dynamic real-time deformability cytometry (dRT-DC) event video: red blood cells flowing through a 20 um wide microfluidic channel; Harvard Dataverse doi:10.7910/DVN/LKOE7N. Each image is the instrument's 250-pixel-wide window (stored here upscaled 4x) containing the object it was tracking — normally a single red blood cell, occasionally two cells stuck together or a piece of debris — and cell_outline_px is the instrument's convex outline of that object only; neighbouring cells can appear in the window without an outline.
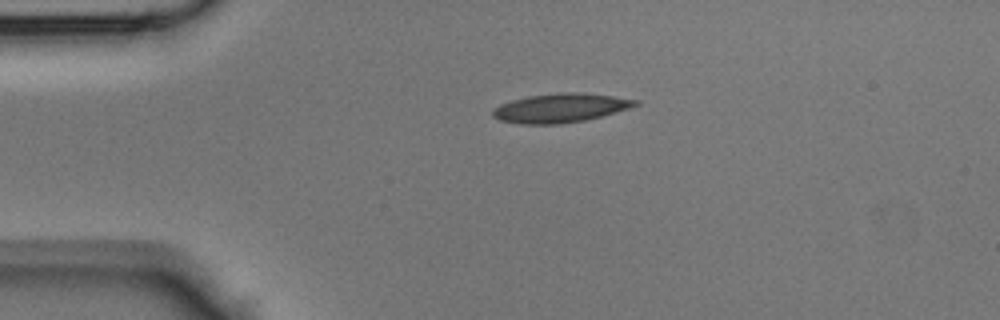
{"species": "Egyptian fruit bat (a non-hibernating species)", "species_latin": "Rousettus aegyptiacus", "temperature_condition": "room temperature", "stored_images_in_passage": 36, "camera_frame_rate_fps": 3000, "um_per_image_px": 0.085, "animal": {"sex": "male"}, "frame": {"image": 1, "passage_image": 1, "time_ms": 0.0, "image_size_px": [1000, 320], "cell_outline_px": [[640, 104], [616, 112], [584, 120], [560, 124], [520, 124], [500, 120], [492, 116], [492, 112], [500, 104], [512, 100], [528, 96], [564, 92], [584, 92], [640, 100]], "centroid_in_image_um": [47.65, 9.17], "position_along_channel_um": 37.4, "area_um2": 23.99}}
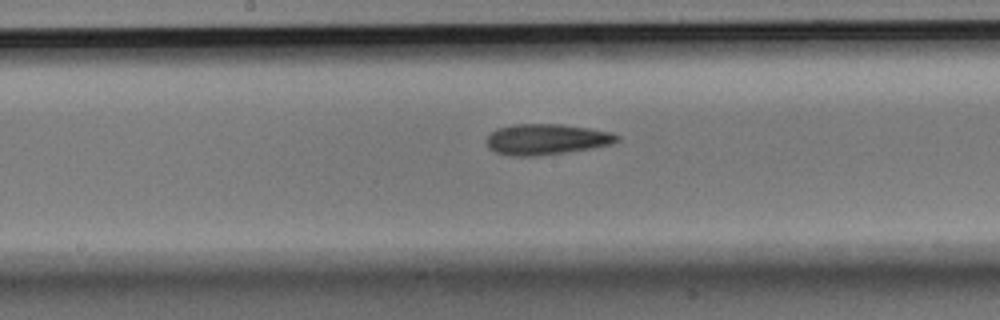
{"frame": {"image": 2, "passage_image": 14, "time_ms": 4.333, "image_size_px": [1000, 320], "cell_outline_px": [[620, 140], [612, 144], [592, 148], [536, 156], [512, 156], [496, 152], [488, 148], [484, 140], [496, 128], [516, 124], [560, 124], [588, 128], [612, 132], [620, 136]], "centroid_in_image_um": [46.43, 11.84], "position_along_channel_um": 201.8, "area_um2": 23.47}}
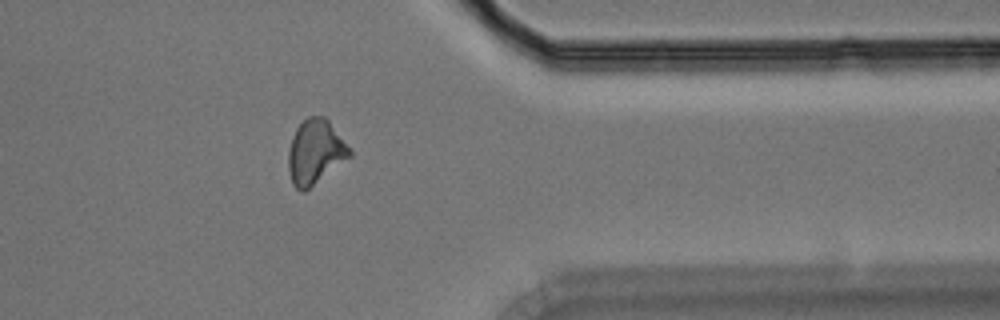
{"frame": {"image": 3, "passage_image": 27, "time_ms": 8.667, "image_size_px": [1000, 320], "cell_outline_px": [[352, 156], [304, 192], [300, 192], [292, 184], [288, 168], [288, 152], [292, 136], [296, 128], [308, 116], [324, 116], [328, 120], [352, 148]], "centroid_in_image_um": [26.81, 12.92], "position_along_channel_um": 384.6, "area_um2": 23.24}}